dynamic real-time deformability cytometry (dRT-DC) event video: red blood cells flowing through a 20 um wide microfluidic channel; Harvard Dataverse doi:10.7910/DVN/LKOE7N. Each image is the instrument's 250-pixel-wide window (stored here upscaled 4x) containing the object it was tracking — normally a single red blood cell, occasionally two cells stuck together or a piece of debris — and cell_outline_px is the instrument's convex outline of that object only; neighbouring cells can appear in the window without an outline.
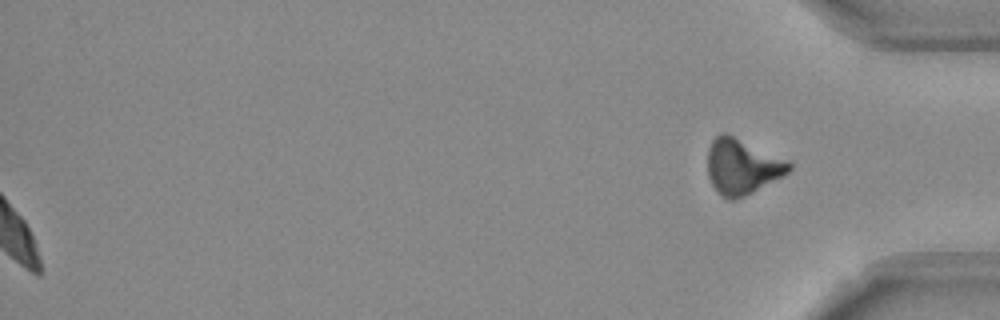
{"species": "Egyptian fruit bat (a non-hibernating species)", "species_latin": "Rousettus aegyptiacus", "temperature_condition": "room temperature", "stored_images_in_passage": 43, "segment_of_instrument_passage": [2, 2], "camera_frame_rate_fps": 3000, "um_per_image_px": 0.085, "frame": {"image": 1, "passage_image": 43, "time_ms": 14.0, "image_size_px": [1000, 320], "cell_outline_px": [[792, 168], [784, 176], [736, 200], [728, 200], [716, 192], [708, 176], [708, 148], [712, 140], [720, 132], [724, 132], [788, 160], [792, 164]], "centroid_in_image_um": [63.07, 14.17], "position_along_channel_um": 372.1, "area_um2": 26.3}}